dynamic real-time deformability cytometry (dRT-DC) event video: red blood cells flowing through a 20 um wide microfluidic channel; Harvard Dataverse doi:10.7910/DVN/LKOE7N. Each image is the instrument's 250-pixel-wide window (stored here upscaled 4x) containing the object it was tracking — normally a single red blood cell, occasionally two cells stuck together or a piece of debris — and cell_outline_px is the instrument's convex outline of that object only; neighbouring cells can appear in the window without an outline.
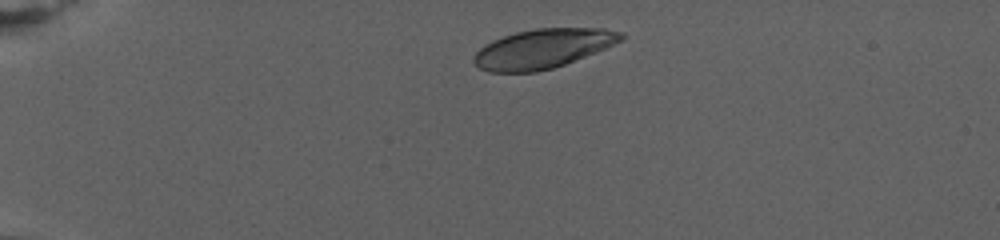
{"species": "human", "species_latin": "Homo sapiens", "temperature_condition": "warm", "stored_images_in_passage": 53, "camera_frame_rate_fps": 3000, "um_per_image_px": 0.085, "donor": {"sex": "female"}, "frame": {"image": 1, "passage_image": 1, "time_ms": 0.0, "image_size_px": [1000, 240], "cell_outline_px": [[624, 40], [596, 52], [564, 64], [552, 68], [536, 72], [488, 72], [480, 68], [472, 60], [472, 56], [484, 44], [492, 40], [516, 32], [536, 28], [604, 28], [624, 32]], "centroid_in_image_um": [46.15, 4.13], "position_along_channel_um": 38.9, "area_um2": 33.81}}
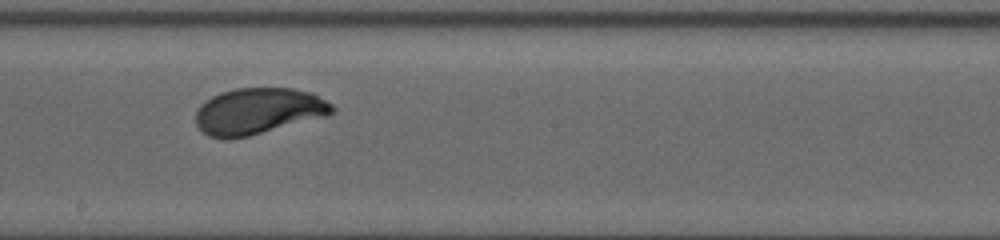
{"frame": {"image": 2, "passage_image": 29, "time_ms": 9.333, "image_size_px": [1000, 240], "cell_outline_px": [[336, 108], [332, 112], [324, 116], [248, 136], [228, 140], [224, 140], [208, 136], [196, 124], [196, 112], [200, 104], [212, 96], [220, 92], [236, 88], [292, 88], [312, 92], [332, 104]], "centroid_in_image_um": [21.91, 9.44], "position_along_channel_um": 226.3, "area_um2": 36.7}}
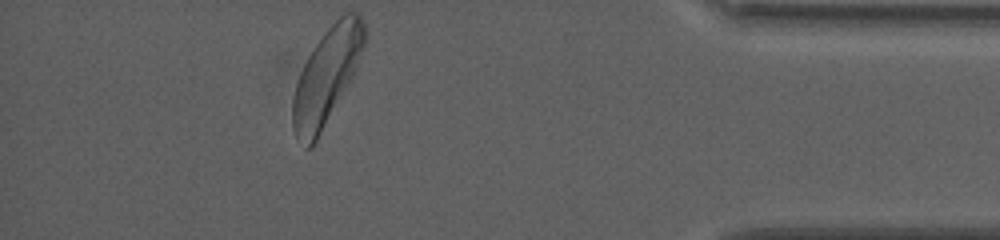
{"frame": {"image": 3, "passage_image": 53, "time_ms": 17.333, "image_size_px": [1000, 240], "cell_outline_px": [[368, 32], [364, 44], [352, 76], [348, 84], [312, 148], [304, 148], [296, 140], [292, 128], [292, 100], [296, 84], [300, 72], [308, 56], [324, 32], [344, 12], [360, 12]], "centroid_in_image_um": [27.75, 6.49], "position_along_channel_um": 407.4, "area_um2": 40.0}, "authors_computed_cell_mechanics": {"area_um2": 36.8186, "velocity_mm_per_s": 2.7033, "shape_relaxation_time_tau1_ms": 3.2349, "shape_relaxation_time_tau2_ms": null, "deformation_change_tau1": 0.1614, "deformation_change_tau2": null}}